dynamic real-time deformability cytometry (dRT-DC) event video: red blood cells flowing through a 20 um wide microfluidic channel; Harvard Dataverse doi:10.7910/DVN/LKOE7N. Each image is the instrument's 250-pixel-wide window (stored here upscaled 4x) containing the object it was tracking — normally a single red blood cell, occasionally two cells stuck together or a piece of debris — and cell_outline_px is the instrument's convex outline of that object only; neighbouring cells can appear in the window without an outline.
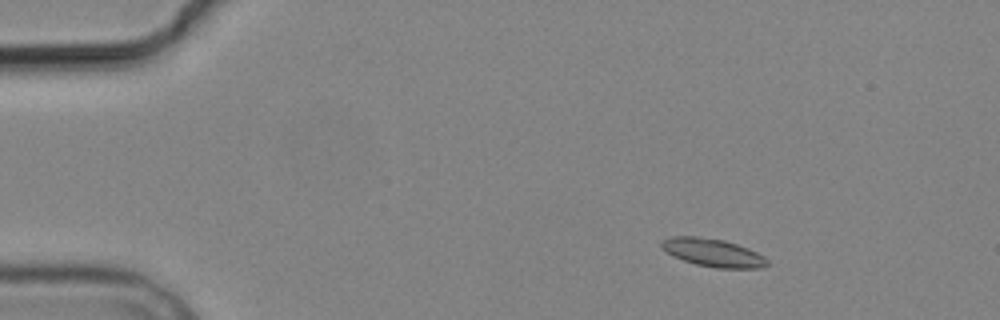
{"species": "common noctule bat (a hibernating species)", "species_latin": "Nyctalus noctula", "temperature_condition": "cold", "stored_images_in_passage": 6, "camera_frame_rate_fps": 3000, "um_per_image_px": 0.085, "animal": {"sex": "male", "body_mass_g": 19.2, "forearm_length_mm": 51.8}, "frame": {"image": 1, "passage_image": 3, "time_ms": 2.333, "image_size_px": [1000, 320], "cell_outline_px": [[768, 264], [764, 268], [716, 268], [696, 264], [672, 256], [660, 244], [664, 240], [672, 236], [696, 236], [724, 240], [748, 248], [764, 256], [768, 260]], "centroid_in_image_um": [60.64, 21.48], "position_along_channel_um": 24.4, "area_um2": 17.11}}